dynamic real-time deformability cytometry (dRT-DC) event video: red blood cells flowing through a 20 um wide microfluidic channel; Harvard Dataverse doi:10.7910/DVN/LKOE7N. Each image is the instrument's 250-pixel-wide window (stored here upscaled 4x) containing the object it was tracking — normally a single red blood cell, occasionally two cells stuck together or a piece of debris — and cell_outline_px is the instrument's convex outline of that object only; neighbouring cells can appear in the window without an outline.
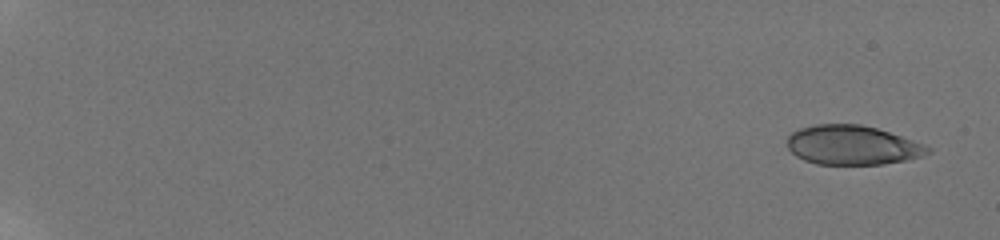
{"species": "human", "species_latin": "Homo sapiens", "temperature_condition": "room temperature", "stored_images_in_passage": 16, "camera_frame_rate_fps": 3000, "um_per_image_px": 0.085, "donor": {"sex": "male"}, "frame": {"image": 1, "passage_image": 1, "time_ms": 0.0, "image_size_px": [1000, 240], "cell_outline_px": [[932, 152], [924, 156], [884, 164], [816, 164], [804, 160], [796, 156], [788, 148], [788, 136], [792, 132], [800, 128], [816, 124], [860, 124], [876, 128], [924, 144], [932, 148]], "centroid_in_image_um": [72.46, 12.34], "position_along_channel_um": 12.5, "area_um2": 32.14}}
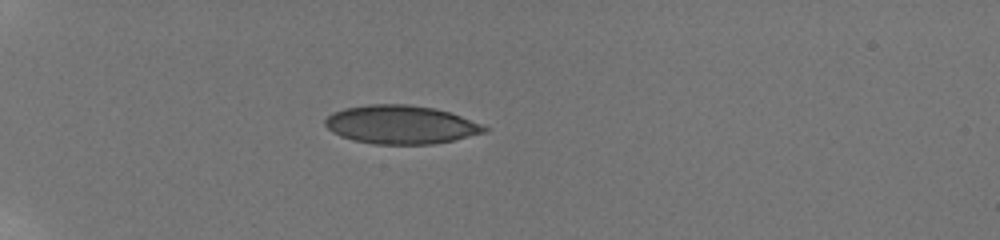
{"frame": {"image": 2, "passage_image": 10, "time_ms": 5.667, "image_size_px": [1000, 240], "cell_outline_px": [[492, 128], [488, 132], [452, 140], [432, 144], [372, 144], [352, 140], [340, 136], [332, 132], [324, 124], [324, 120], [332, 112], [344, 108], [368, 104], [408, 104], [432, 108], [448, 112], [484, 124]], "centroid_in_image_um": [34.08, 10.59], "position_along_channel_um": 50.9, "area_um2": 35.95}}